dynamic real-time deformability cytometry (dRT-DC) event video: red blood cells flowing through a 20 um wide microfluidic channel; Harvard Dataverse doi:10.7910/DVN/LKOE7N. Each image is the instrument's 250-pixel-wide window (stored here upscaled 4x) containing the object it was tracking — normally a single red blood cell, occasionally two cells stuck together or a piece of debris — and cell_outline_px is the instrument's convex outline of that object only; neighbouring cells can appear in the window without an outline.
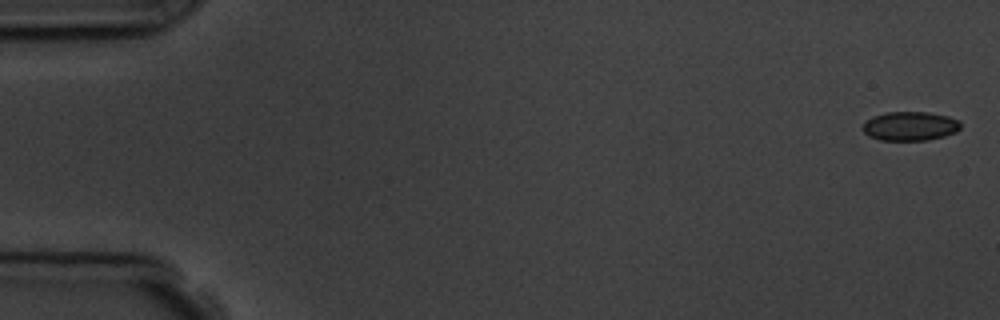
{"species": "common noctule bat (a hibernating species)", "species_latin": "Nyctalus noctula", "temperature_condition": "room temperature", "stored_images_in_passage": 6, "camera_frame_rate_fps": 3000, "um_per_image_px": 0.085, "animal": {"sex": "male", "body_mass_g": 19.5, "forearm_length_mm": 54.6}, "frame": {"image": 1, "passage_image": 1, "time_ms": 0.0, "image_size_px": [1000, 320], "cell_outline_px": [[960, 128], [956, 132], [944, 136], [928, 140], [880, 140], [868, 136], [864, 132], [864, 124], [872, 116], [884, 112], [928, 112], [948, 116], [960, 120]], "centroid_in_image_um": [77.37, 10.71], "position_along_channel_um": 7.6, "area_um2": 16.59}}
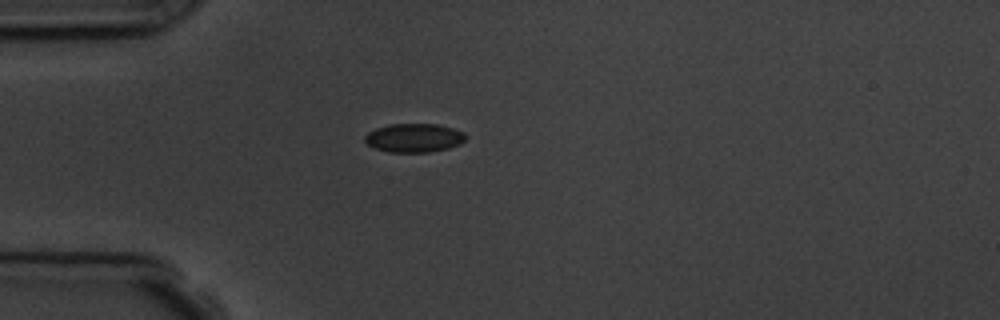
{"frame": {"image": 2, "passage_image": 5, "time_ms": 4.667, "image_size_px": [1000, 320], "cell_outline_px": [[464, 140], [460, 144], [448, 148], [428, 152], [388, 152], [376, 148], [368, 144], [364, 140], [364, 136], [368, 132], [376, 128], [388, 124], [436, 124], [452, 128], [464, 132]], "centroid_in_image_um": [35.17, 11.71], "position_along_channel_um": 49.8, "area_um2": 16.76}}